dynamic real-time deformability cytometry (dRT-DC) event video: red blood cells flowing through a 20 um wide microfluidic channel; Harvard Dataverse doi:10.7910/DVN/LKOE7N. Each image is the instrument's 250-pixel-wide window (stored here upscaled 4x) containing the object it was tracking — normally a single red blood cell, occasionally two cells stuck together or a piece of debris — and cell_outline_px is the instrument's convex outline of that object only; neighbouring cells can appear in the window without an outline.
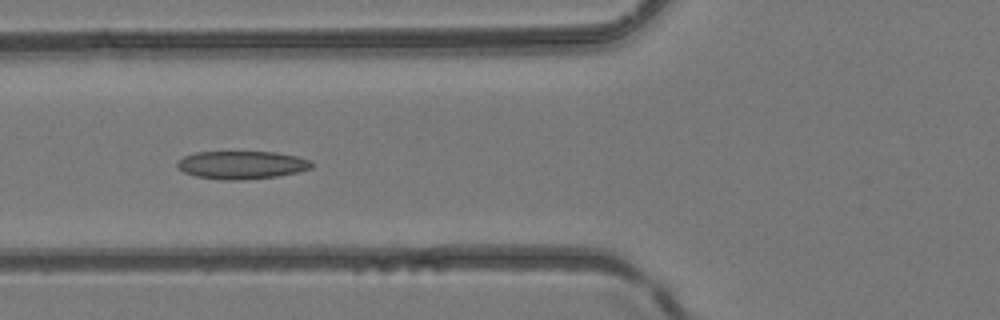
{"species": "common noctule bat (a hibernating species)", "species_latin": "Nyctalus noctula", "temperature_condition": "room temperature", "stored_images_in_passage": 6, "camera_frame_rate_fps": 3000, "um_per_image_px": 0.085, "animal": {"sex": "female", "body_mass_g": 24.6, "forearm_length_mm": 56.2}, "frame": {"image": 1, "passage_image": 5, "time_ms": 1.333, "image_size_px": [1000, 320], "cell_outline_px": [[312, 168], [296, 172], [276, 176], [240, 180], [220, 180], [196, 176], [184, 172], [176, 168], [176, 164], [184, 156], [196, 152], [276, 152], [296, 156], [312, 160]], "centroid_in_image_um": [20.53, 14.02], "position_along_channel_um": 105.3, "area_um2": 21.91}}
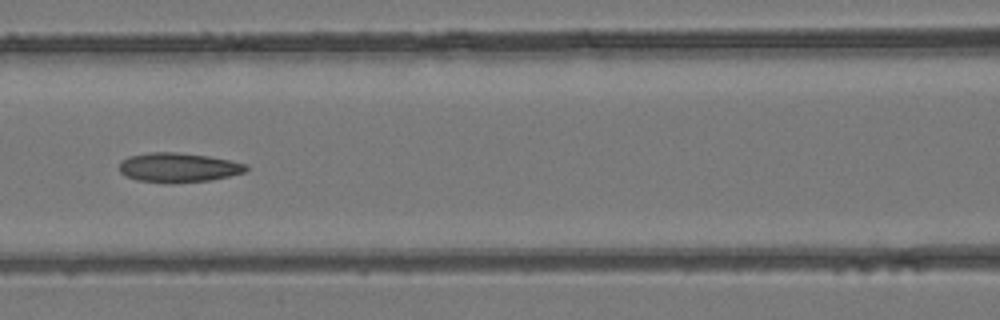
{"frame": {"image": 2, "passage_image": 6, "time_ms": 1.667, "image_size_px": [1000, 320], "cell_outline_px": [[248, 168], [244, 172], [212, 180], [172, 184], [136, 180], [124, 176], [120, 172], [120, 160], [128, 156], [148, 152], [176, 152], [208, 156], [248, 164]], "centroid_in_image_um": [15.12, 14.25], "position_along_channel_um": 151.5, "area_um2": 22.02}}